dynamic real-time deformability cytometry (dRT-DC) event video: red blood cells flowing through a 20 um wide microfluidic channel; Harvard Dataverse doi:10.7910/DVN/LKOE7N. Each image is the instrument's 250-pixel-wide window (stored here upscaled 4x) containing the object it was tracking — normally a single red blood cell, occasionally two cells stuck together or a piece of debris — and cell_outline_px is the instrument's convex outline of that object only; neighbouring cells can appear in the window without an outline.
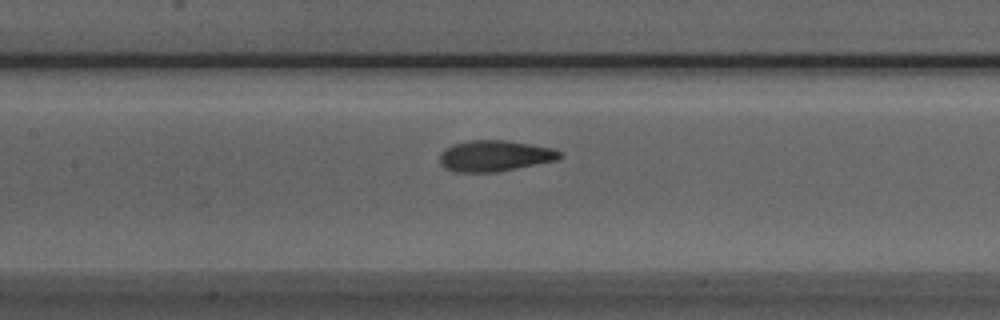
{"species": "Egyptian fruit bat (a non-hibernating species)", "species_latin": "Rousettus aegyptiacus", "temperature_condition": "room temperature", "stored_images_in_passage": 30, "camera_frame_rate_fps": 3000, "um_per_image_px": 0.085, "animal": {"sex": "male"}, "frame": {"image": 1, "passage_image": 9, "time_ms": 2.667, "image_size_px": [1000, 320], "cell_outline_px": [[564, 156], [556, 160], [496, 172], [456, 172], [444, 168], [440, 164], [440, 152], [444, 148], [452, 144], [468, 140], [504, 140], [532, 144], [552, 148], [560, 152]], "centroid_in_image_um": [42.01, 13.24], "position_along_channel_um": 165.4, "area_um2": 21.79}}
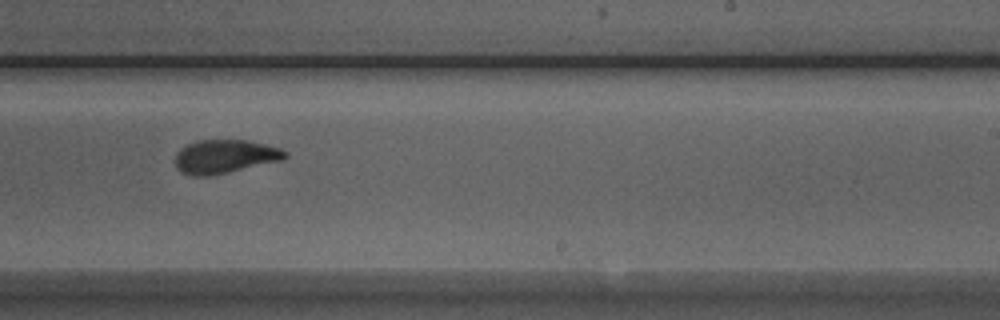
{"frame": {"image": 2, "passage_image": 17, "time_ms": 5.333, "image_size_px": [1000, 320], "cell_outline_px": [[288, 156], [284, 160], [228, 172], [208, 176], [192, 176], [180, 172], [176, 168], [176, 152], [180, 148], [196, 140], [248, 140], [280, 148], [288, 152]], "centroid_in_image_um": [19.11, 13.3], "position_along_channel_um": 269.9, "area_um2": 21.68}}
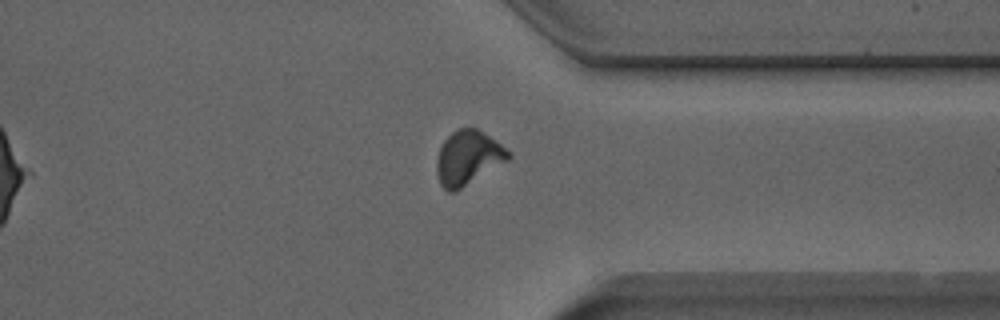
{"frame": {"image": 3, "passage_image": 25, "time_ms": 8.0, "image_size_px": [1000, 320], "cell_outline_px": [[512, 156], [508, 160], [456, 192], [448, 192], [440, 184], [436, 172], [436, 160], [440, 148], [444, 140], [456, 128], [476, 128], [512, 152]], "centroid_in_image_um": [39.77, 13.43], "position_along_channel_um": 371.6, "area_um2": 22.66}, "authors_computed_cell_mechanics": {"area_um2": 21.7328, "velocity_mm_per_s": 3.9368, "shape_relaxation_time_tau1_ms": 4.1584, "shape_relaxation_time_tau2_ms": 2.0846, "deformation_change_tau1": 0.163, "deformation_change_tau2": 0.0358}}